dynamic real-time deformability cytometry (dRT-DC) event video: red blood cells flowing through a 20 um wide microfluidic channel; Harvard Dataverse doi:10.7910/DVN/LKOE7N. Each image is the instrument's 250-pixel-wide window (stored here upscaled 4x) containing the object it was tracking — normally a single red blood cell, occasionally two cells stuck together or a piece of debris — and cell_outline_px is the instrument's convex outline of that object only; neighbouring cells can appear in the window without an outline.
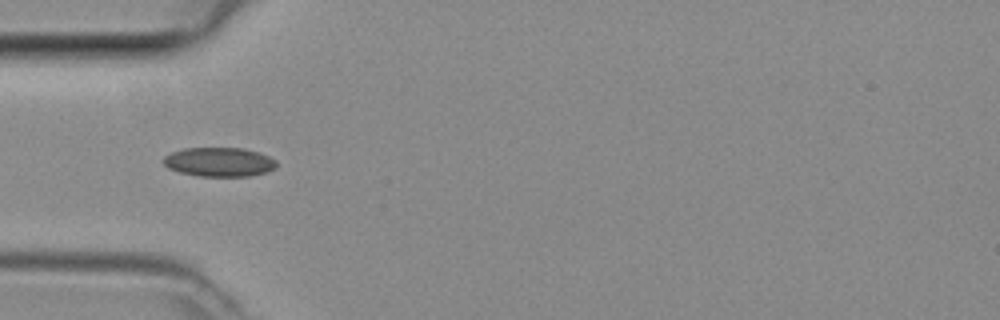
{"species": "common noctule bat (a hibernating species)", "species_latin": "Nyctalus noctula", "temperature_condition": "room temperature", "stored_images_in_passage": 4, "camera_frame_rate_fps": 3000, "um_per_image_px": 0.085, "animal": {"sex": "female", "body_mass_g": 29.2, "forearm_length_mm": 56.3}, "frame": {"image": 1, "passage_image": 4, "time_ms": 1.0, "image_size_px": [1000, 320], "cell_outline_px": [[276, 168], [268, 172], [248, 176], [200, 176], [180, 172], [168, 168], [164, 164], [164, 156], [172, 152], [184, 148], [244, 148], [260, 152], [276, 160]], "centroid_in_image_um": [18.66, 13.76], "position_along_channel_um": 66.3, "area_um2": 19.25}}